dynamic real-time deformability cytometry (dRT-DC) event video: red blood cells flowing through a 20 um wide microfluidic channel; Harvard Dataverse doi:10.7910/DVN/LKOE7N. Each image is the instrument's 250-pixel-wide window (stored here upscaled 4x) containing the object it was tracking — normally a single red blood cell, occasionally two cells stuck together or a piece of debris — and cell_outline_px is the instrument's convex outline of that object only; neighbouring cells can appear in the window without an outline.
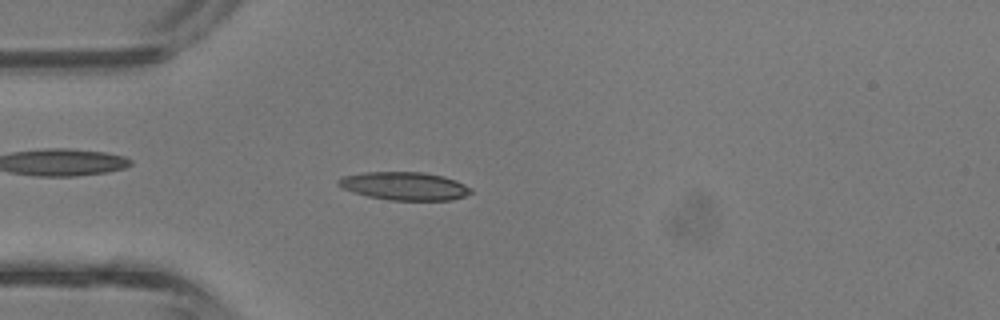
{"species": "common noctule bat (a hibernating species)", "species_latin": "Nyctalus noctula", "temperature_condition": "room temperature", "stored_images_in_passage": 41, "camera_frame_rate_fps": 3000, "um_per_image_px": 0.085, "animal": {"sex": "male", "body_mass_g": 13.3}, "frame": {"image": 1, "passage_image": 11, "time_ms": 3.333, "image_size_px": [1000, 320], "cell_outline_px": [[472, 192], [464, 196], [452, 200], [392, 200], [368, 196], [344, 188], [336, 184], [336, 180], [344, 176], [364, 172], [424, 172], [444, 176], [456, 180], [472, 188]], "centroid_in_image_um": [34.41, 15.8], "position_along_channel_um": 50.6, "area_um2": 21.62}}
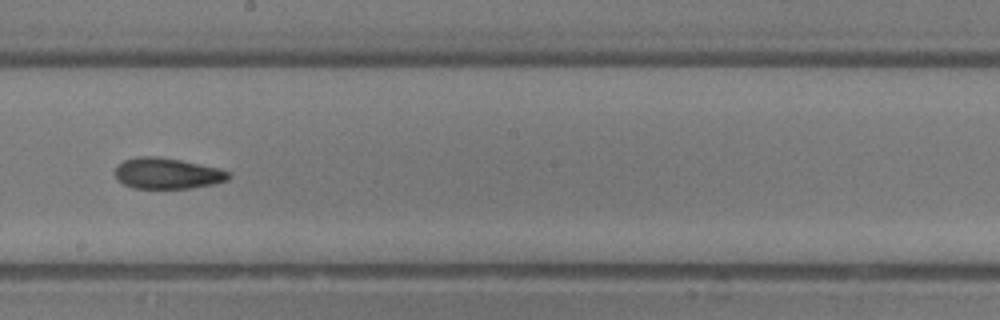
{"frame": {"image": 2, "passage_image": 23, "time_ms": 7.333, "image_size_px": [1000, 320], "cell_outline_px": [[232, 176], [228, 180], [216, 184], [192, 188], [132, 188], [116, 180], [112, 172], [116, 164], [124, 160], [140, 156], [148, 156], [180, 160], [216, 168], [232, 172]], "centroid_in_image_um": [14.18, 14.75], "position_along_channel_um": 234.0, "area_um2": 20.69}}
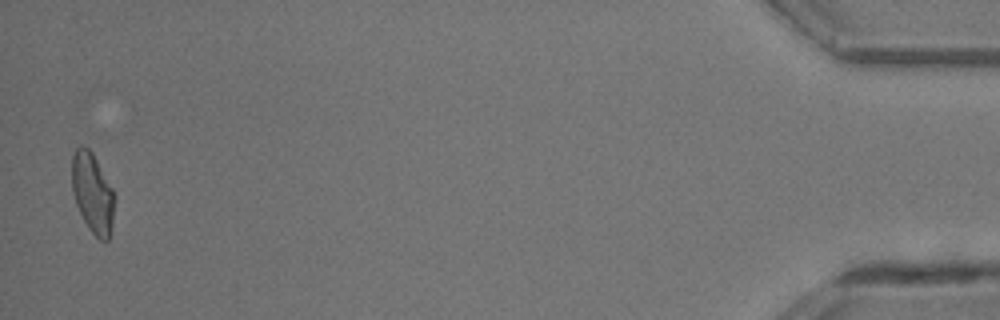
{"frame": {"image": 3, "passage_image": 41, "time_ms": 13.333, "image_size_px": [1000, 320], "cell_outline_px": [[116, 196], [112, 228], [108, 240], [100, 240], [88, 228], [76, 204], [72, 192], [72, 156], [76, 148], [80, 144], [88, 148], [92, 152], [112, 188]], "centroid_in_image_um": [7.88, 16.41], "position_along_channel_um": 427.3, "area_um2": 20.0}, "authors_computed_cell_mechanics": {"area_um2": 20.23, "velocity_mm_per_s": 4.8358, "shape_relaxation_time_tau1_ms": null, "shape_relaxation_time_tau2_ms": 4.4178, "deformation_change_tau1": null, "deformation_change_tau2": 0.1539}}